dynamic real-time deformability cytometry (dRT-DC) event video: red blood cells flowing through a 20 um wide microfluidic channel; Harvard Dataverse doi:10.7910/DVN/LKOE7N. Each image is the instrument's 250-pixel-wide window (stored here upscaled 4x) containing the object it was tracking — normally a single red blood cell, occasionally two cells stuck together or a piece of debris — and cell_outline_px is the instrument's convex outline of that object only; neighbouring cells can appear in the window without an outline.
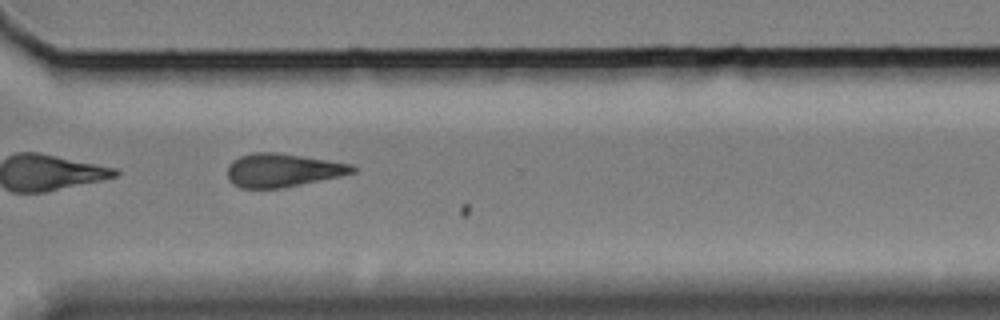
{"species": "Egyptian fruit bat (a non-hibernating species)", "species_latin": "Rousettus aegyptiacus", "temperature_condition": "cold", "stored_images_in_passage": 26, "camera_frame_rate_fps": 3000, "um_per_image_px": 0.085, "animal": {"sex": "female"}, "frame": {"image": 1, "passage_image": 25, "time_ms": 8.0, "image_size_px": [1000, 320], "cell_outline_px": [[356, 172], [340, 176], [280, 188], [240, 188], [228, 180], [228, 164], [232, 160], [240, 156], [252, 152], [276, 152], [328, 160], [352, 164], [356, 168]], "centroid_in_image_um": [24.0, 14.46], "position_along_channel_um": 346.6, "area_um2": 24.28}}